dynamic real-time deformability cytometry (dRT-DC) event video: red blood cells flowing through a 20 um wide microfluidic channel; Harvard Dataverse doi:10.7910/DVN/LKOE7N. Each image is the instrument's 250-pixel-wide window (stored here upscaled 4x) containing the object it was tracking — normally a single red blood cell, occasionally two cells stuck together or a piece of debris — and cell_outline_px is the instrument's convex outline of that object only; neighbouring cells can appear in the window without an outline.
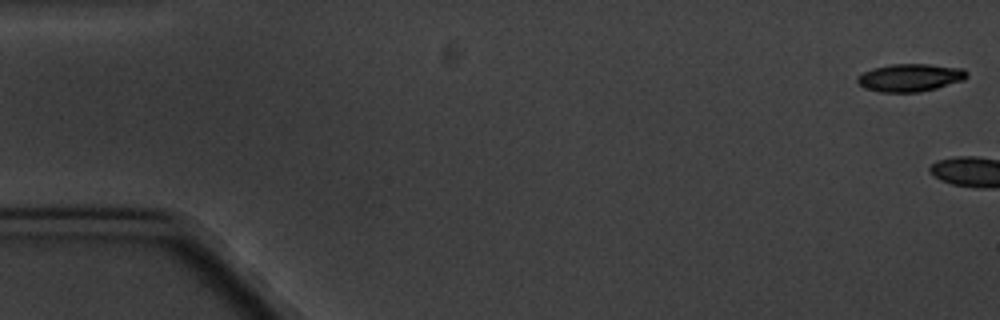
{"species": "common noctule bat (a hibernating species)", "species_latin": "Nyctalus noctula", "temperature_condition": "cold", "stored_images_in_passage": 8, "camera_frame_rate_fps": 3000, "um_per_image_px": 0.085, "animal": {"sex": "male", "body_mass_g": 20.1, "forearm_length_mm": 53.5}, "frame": {"image": 1, "passage_image": 1, "time_ms": 0.0, "image_size_px": [1000, 320], "cell_outline_px": [[968, 76], [964, 80], [936, 88], [920, 92], [880, 92], [864, 88], [856, 80], [856, 76], [872, 68], [892, 64], [928, 64], [964, 68], [968, 72]], "centroid_in_image_um": [77.37, 6.59], "position_along_channel_um": 7.6, "area_um2": 17.8}}
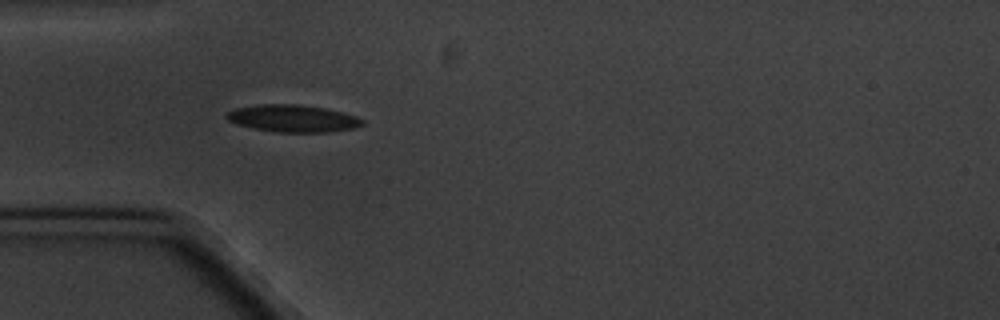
{"frame": {"image": 2, "passage_image": 6, "time_ms": 6.667, "image_size_px": [1000, 320], "cell_outline_px": [[364, 124], [352, 128], [328, 132], [276, 132], [236, 124], [228, 120], [224, 116], [228, 112], [236, 108], [256, 104], [300, 104], [324, 108], [356, 116], [364, 120]], "centroid_in_image_um": [24.87, 10.06], "position_along_channel_um": 60.1, "area_um2": 21.39}}